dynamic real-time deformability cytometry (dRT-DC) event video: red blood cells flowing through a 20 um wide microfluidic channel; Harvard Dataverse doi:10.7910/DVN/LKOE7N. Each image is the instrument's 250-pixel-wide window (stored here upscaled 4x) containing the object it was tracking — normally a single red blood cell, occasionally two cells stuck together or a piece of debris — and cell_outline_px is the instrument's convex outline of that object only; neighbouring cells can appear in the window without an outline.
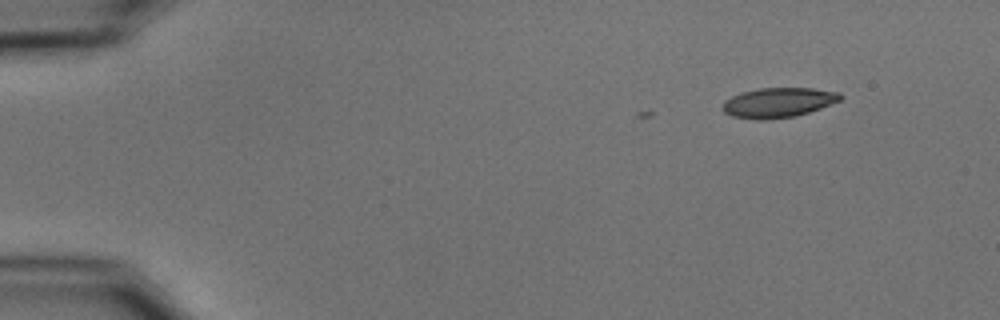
{"species": "common noctule bat (a hibernating species)", "species_latin": "Nyctalus noctula", "temperature_condition": "cold", "stored_images_in_passage": 3, "camera_frame_rate_fps": 3000, "um_per_image_px": 0.085, "animal": {"sex": "male", "body_mass_g": 15.6}, "frame": {"image": 1, "passage_image": 3, "time_ms": 0.667, "image_size_px": [1000, 320], "cell_outline_px": [[844, 96], [840, 100], [820, 108], [796, 116], [768, 120], [756, 120], [732, 116], [724, 112], [720, 108], [724, 100], [740, 92], [760, 88], [812, 88], [840, 92]], "centroid_in_image_um": [66.12, 8.72], "position_along_channel_um": 18.9, "area_um2": 20.69}}